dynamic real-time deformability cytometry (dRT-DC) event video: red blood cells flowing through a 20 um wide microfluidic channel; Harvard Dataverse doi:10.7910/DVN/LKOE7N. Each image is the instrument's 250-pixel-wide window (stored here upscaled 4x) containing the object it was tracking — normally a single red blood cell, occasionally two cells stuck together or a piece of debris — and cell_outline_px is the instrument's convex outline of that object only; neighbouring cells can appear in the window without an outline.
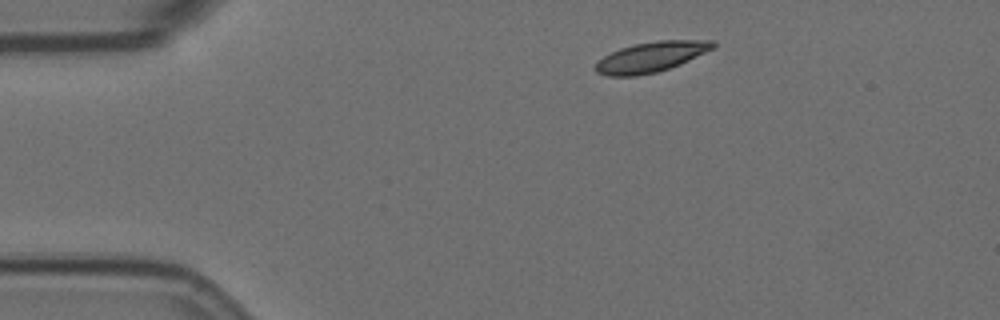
{"species": "Egyptian fruit bat (a non-hibernating species)", "species_latin": "Rousettus aegyptiacus", "temperature_condition": "room temperature", "stored_images_in_passage": 41, "camera_frame_rate_fps": 3000, "um_per_image_px": 0.085, "animal": {"sex": "female"}, "frame": {"image": 1, "passage_image": 1, "time_ms": 0.0, "image_size_px": [1000, 320], "cell_outline_px": [[716, 48], [680, 64], [656, 72], [636, 76], [608, 76], [596, 72], [592, 68], [604, 56], [620, 48], [636, 44], [656, 40], [716, 40]], "centroid_in_image_um": [55.37, 4.83], "position_along_channel_um": 29.6, "area_um2": 20.75}}
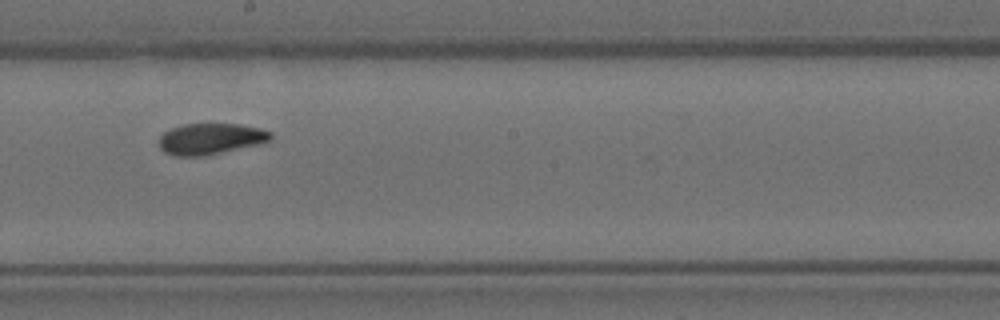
{"frame": {"image": 2, "passage_image": 23, "time_ms": 7.333, "image_size_px": [1000, 320], "cell_outline_px": [[272, 140], [256, 144], [204, 156], [172, 156], [164, 152], [160, 148], [160, 136], [164, 132], [172, 128], [184, 124], [240, 124], [260, 128], [272, 132]], "centroid_in_image_um": [17.89, 11.8], "position_along_channel_um": 230.3, "area_um2": 20.11}}
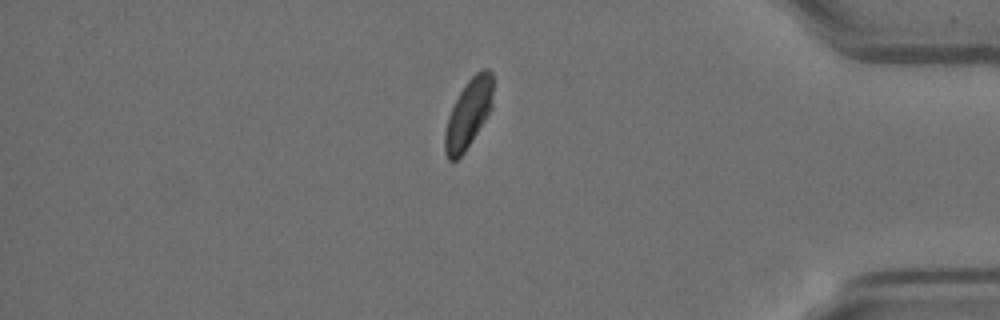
{"frame": {"image": 3, "passage_image": 40, "time_ms": 13.0, "image_size_px": [1000, 320], "cell_outline_px": [[492, 108], [464, 152], [456, 160], [448, 160], [444, 152], [444, 132], [448, 116], [460, 92], [468, 80], [480, 68], [488, 68], [492, 72]], "centroid_in_image_um": [39.8, 9.64], "position_along_channel_um": 395.4, "area_um2": 19.13}}